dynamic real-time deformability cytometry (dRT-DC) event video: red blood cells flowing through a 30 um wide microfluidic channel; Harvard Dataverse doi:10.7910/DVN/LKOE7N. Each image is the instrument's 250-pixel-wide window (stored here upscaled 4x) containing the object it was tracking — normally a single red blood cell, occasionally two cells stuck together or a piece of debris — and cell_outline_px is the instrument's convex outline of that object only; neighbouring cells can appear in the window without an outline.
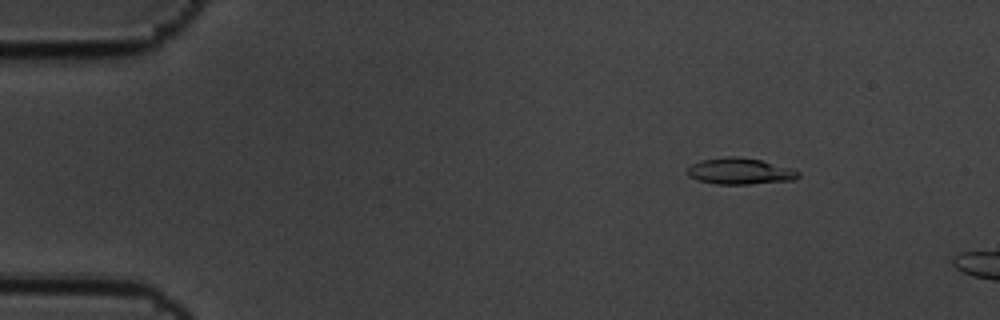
{"species": "common noctule bat (a hibernating species)", "species_latin": "Nyctalus noctula", "temperature_condition": "cold", "stored_images_in_passage": 3, "camera_frame_rate_fps": 3000, "um_per_image_px": 0.085, "animal": {"sex": "male", "body_mass_g": 19.5, "forearm_length_mm": 54.6}, "frame": {"image": 1, "passage_image": 1, "time_ms": 0.0, "image_size_px": [1000, 320], "cell_outline_px": [[800, 176], [796, 180], [748, 184], [716, 184], [696, 180], [688, 176], [688, 168], [692, 164], [700, 160], [728, 156], [736, 156], [760, 160], [792, 168], [800, 172]], "centroid_in_image_um": [62.91, 14.56], "position_along_channel_um": 22.1, "area_um2": 17.11}}